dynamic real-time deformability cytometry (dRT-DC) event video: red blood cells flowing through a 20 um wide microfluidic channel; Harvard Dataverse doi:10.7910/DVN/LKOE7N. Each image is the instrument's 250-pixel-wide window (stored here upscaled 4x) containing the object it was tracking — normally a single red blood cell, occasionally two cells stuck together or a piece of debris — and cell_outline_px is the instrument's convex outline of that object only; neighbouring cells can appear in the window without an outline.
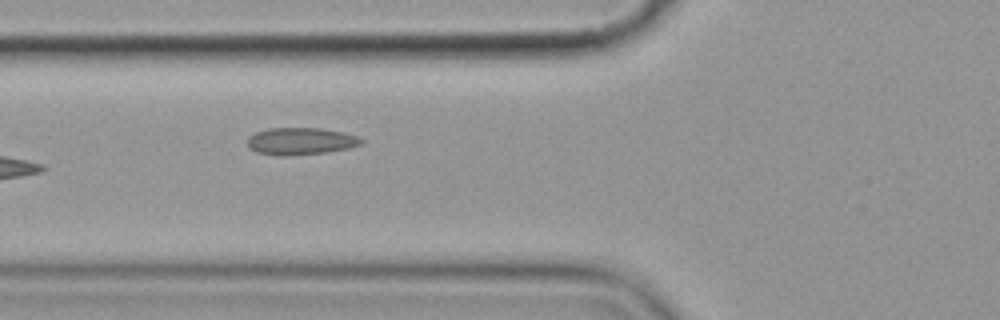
{"species": "common noctule bat (a hibernating species)", "species_latin": "Nyctalus noctula", "temperature_condition": "cold", "stored_images_in_passage": 6, "camera_frame_rate_fps": 3000, "um_per_image_px": 0.085, "animal": {"sex": "female", "body_mass_g": 19.9}, "frame": {"image": 1, "passage_image": 6, "time_ms": 5.667, "image_size_px": [1000, 320], "cell_outline_px": [[364, 144], [348, 148], [328, 152], [284, 156], [276, 156], [256, 152], [248, 148], [248, 136], [256, 132], [268, 128], [320, 128], [344, 132], [356, 136], [364, 140]], "centroid_in_image_um": [25.55, 12.0], "position_along_channel_um": 100.2, "area_um2": 18.21}}